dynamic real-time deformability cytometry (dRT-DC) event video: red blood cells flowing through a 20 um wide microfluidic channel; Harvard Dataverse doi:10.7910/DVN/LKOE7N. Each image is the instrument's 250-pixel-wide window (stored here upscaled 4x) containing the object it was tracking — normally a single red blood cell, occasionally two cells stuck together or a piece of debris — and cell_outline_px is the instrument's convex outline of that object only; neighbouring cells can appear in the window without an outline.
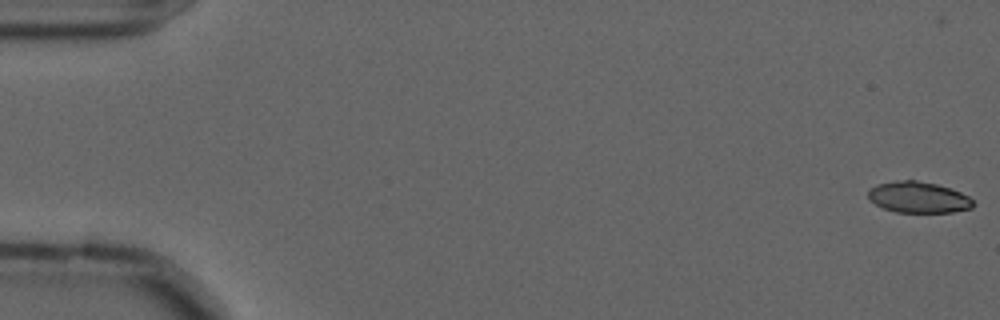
{"species": "common noctule bat (a hibernating species)", "species_latin": "Nyctalus noctula", "temperature_condition": "cold", "stored_images_in_passage": 57, "camera_frame_rate_fps": 3000, "um_per_image_px": 0.085, "animal": {"sex": "male", "forearm_length_mm": 52.5}, "frame": {"image": 1, "passage_image": 1, "time_ms": 0.0, "image_size_px": [1000, 320], "cell_outline_px": [[976, 204], [972, 208], [952, 212], [896, 212], [884, 208], [876, 204], [868, 196], [868, 188], [876, 184], [896, 180], [916, 180], [936, 184], [952, 188], [968, 196]], "centroid_in_image_um": [78.07, 16.76], "position_along_channel_um": 6.9, "area_um2": 19.13}}
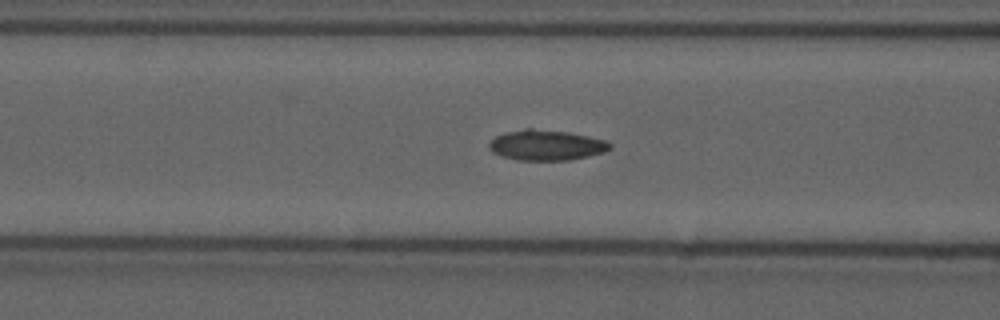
{"frame": {"image": 2, "passage_image": 23, "time_ms": 7.333, "image_size_px": [1000, 320], "cell_outline_px": [[612, 148], [604, 152], [588, 156], [568, 160], [516, 160], [492, 152], [488, 148], [488, 144], [496, 136], [508, 132], [524, 128], [532, 128], [568, 132], [588, 136], [604, 140], [612, 144]], "centroid_in_image_um": [46.44, 12.33], "position_along_channel_um": 120.2, "area_um2": 21.33}}
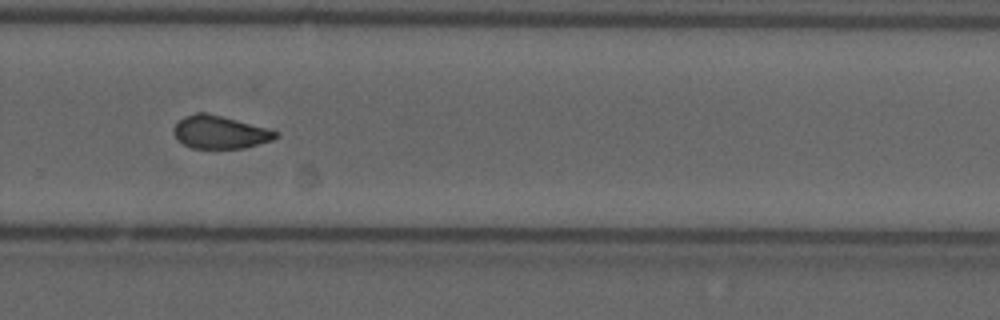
{"frame": {"image": 3, "passage_image": 39, "time_ms": 12.667, "image_size_px": [1000, 320], "cell_outline_px": [[280, 136], [272, 140], [244, 148], [192, 148], [184, 144], [176, 136], [172, 128], [184, 116], [196, 112], [204, 112], [236, 120], [280, 132]], "centroid_in_image_um": [18.7, 11.24], "position_along_channel_um": 311.1, "area_um2": 19.25}, "authors_computed_cell_mechanics": {"area_um2": 20.23, "velocity_mm_per_s": 3.5915, "shape_relaxation_time_tau1_ms": null, "shape_relaxation_time_tau2_ms": 2.5113, "deformation_change_tau1": null, "deformation_change_tau2": 0.0642}}